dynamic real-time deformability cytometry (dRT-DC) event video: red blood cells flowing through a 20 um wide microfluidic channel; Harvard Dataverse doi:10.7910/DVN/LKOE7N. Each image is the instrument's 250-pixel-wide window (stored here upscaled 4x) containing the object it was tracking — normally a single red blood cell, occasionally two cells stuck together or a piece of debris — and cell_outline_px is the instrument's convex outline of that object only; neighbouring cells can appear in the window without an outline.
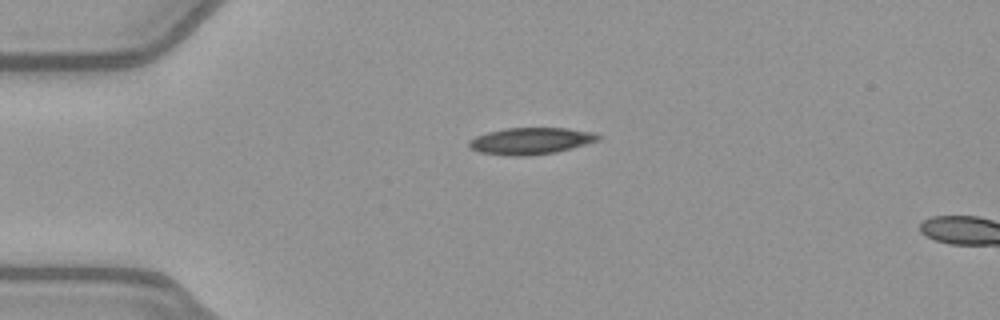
{"species": "common noctule bat (a hibernating species)", "species_latin": "Nyctalus noctula", "temperature_condition": "warm", "stored_images_in_passage": 4, "camera_frame_rate_fps": 3000, "um_per_image_px": 0.085, "animal": {"sex": "female", "body_mass_g": 21.9}, "frame": {"image": 1, "passage_image": 1, "time_ms": 0.0, "image_size_px": [1000, 320], "cell_outline_px": [[604, 136], [600, 140], [572, 148], [556, 152], [528, 156], [512, 156], [480, 152], [472, 148], [468, 144], [468, 140], [476, 136], [488, 132], [504, 128], [568, 128], [592, 132]], "centroid_in_image_um": [45.15, 11.98], "position_along_channel_um": 39.8, "area_um2": 20.17}}